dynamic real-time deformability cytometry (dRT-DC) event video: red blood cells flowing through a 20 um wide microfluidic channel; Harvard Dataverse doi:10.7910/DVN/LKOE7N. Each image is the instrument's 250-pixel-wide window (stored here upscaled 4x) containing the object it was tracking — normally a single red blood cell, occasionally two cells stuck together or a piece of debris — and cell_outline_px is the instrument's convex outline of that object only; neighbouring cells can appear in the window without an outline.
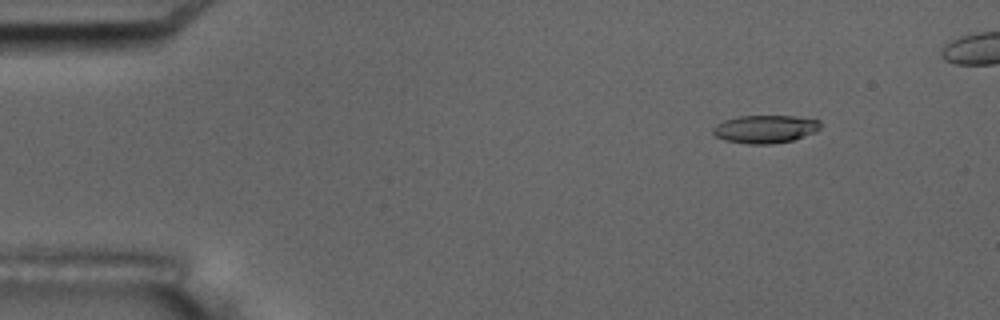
{"species": "common noctule bat (a hibernating species)", "species_latin": "Nyctalus noctula", "temperature_condition": "room temperature", "stored_images_in_passage": 6, "camera_frame_rate_fps": 3000, "um_per_image_px": 0.085, "animal": {"sex": "male", "body_mass_g": 17.5, "forearm_length_mm": 52.3}, "frame": {"image": 1, "passage_image": 2, "time_ms": 1.333, "image_size_px": [1000, 320], "cell_outline_px": [[820, 128], [816, 132], [792, 140], [772, 144], [748, 144], [724, 140], [716, 136], [712, 132], [712, 128], [716, 124], [724, 120], [740, 116], [792, 116], [820, 120]], "centroid_in_image_um": [65.02, 10.97], "position_along_channel_um": 20.0, "area_um2": 17.51}}